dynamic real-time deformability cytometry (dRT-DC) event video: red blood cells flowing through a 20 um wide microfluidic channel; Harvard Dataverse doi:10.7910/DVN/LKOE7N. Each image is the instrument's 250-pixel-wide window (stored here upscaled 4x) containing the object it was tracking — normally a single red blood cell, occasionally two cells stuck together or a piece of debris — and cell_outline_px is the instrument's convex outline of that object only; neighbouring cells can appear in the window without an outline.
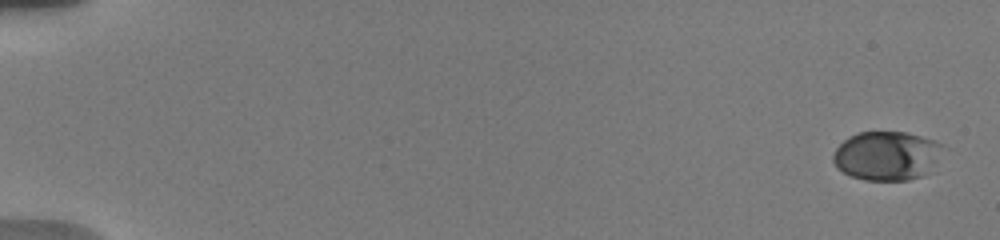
{"species": "human", "species_latin": "Homo sapiens", "temperature_condition": "warm", "stored_images_in_passage": 36, "camera_frame_rate_fps": 3000, "um_per_image_px": 0.085, "donor": {"sex": "male"}, "frame": {"image": 1, "passage_image": 1, "time_ms": 0.0, "image_size_px": [1000, 240], "cell_outline_px": [[944, 144], [936, 160], [928, 172], [924, 176], [908, 180], [864, 180], [852, 176], [836, 168], [832, 160], [832, 156], [836, 148], [848, 136], [856, 132], [908, 132], [936, 140]], "centroid_in_image_um": [75.35, 13.23], "position_along_channel_um": 9.6, "area_um2": 31.5}}
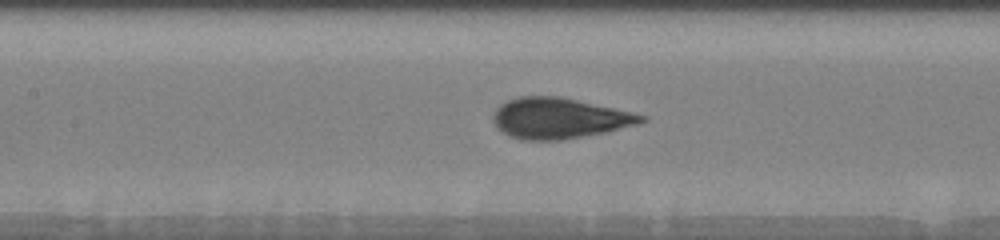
{"frame": {"image": 2, "passage_image": 15, "time_ms": 8.667, "image_size_px": [1000, 240], "cell_outline_px": [[648, 120], [636, 124], [604, 132], [556, 140], [528, 140], [508, 136], [492, 120], [492, 116], [496, 108], [500, 104], [508, 100], [520, 96], [560, 96], [632, 112], [648, 116]], "centroid_in_image_um": [47.52, 10.03], "position_along_channel_um": 159.9, "area_um2": 34.68}}
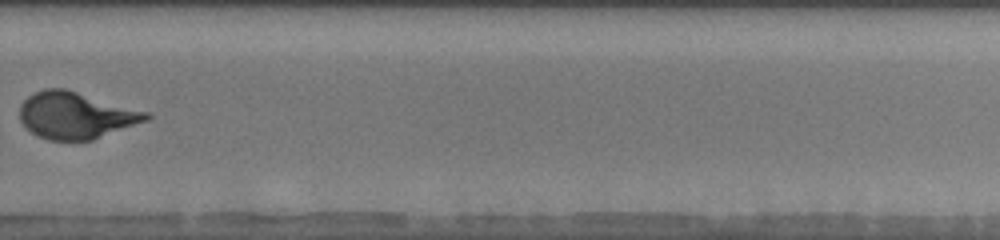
{"frame": {"image": 3, "passage_image": 25, "time_ms": 13.0, "image_size_px": [1000, 240], "cell_outline_px": [[152, 116], [148, 120], [92, 140], [48, 140], [32, 132], [20, 120], [20, 104], [28, 96], [44, 88], [64, 88], [148, 112]], "centroid_in_image_um": [6.44, 9.8], "position_along_channel_um": 323.4, "area_um2": 34.04}, "authors_computed_cell_mechanics": {"area_um2": 34.1309, "velocity_mm_per_s": 3.7831, "shape_relaxation_time_tau1_ms": 4.3483, "shape_relaxation_time_tau2_ms": null, "deformation_change_tau1": 0.1685, "deformation_change_tau2": null}}